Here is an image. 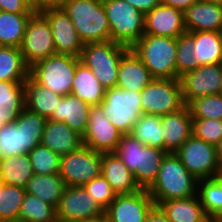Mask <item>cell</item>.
I'll list each match as a JSON object with an SVG mask.
<instances>
[{
  "mask_svg": "<svg viewBox=\"0 0 222 222\" xmlns=\"http://www.w3.org/2000/svg\"><path fill=\"white\" fill-rule=\"evenodd\" d=\"M198 179L182 164L175 153H167L158 176L147 189L157 206L160 202L183 199L197 195Z\"/></svg>",
  "mask_w": 222,
  "mask_h": 222,
  "instance_id": "obj_1",
  "label": "cell"
},
{
  "mask_svg": "<svg viewBox=\"0 0 222 222\" xmlns=\"http://www.w3.org/2000/svg\"><path fill=\"white\" fill-rule=\"evenodd\" d=\"M133 173L141 189H148L156 180L167 152L158 147L145 146L131 134H124L115 152Z\"/></svg>",
  "mask_w": 222,
  "mask_h": 222,
  "instance_id": "obj_2",
  "label": "cell"
},
{
  "mask_svg": "<svg viewBox=\"0 0 222 222\" xmlns=\"http://www.w3.org/2000/svg\"><path fill=\"white\" fill-rule=\"evenodd\" d=\"M46 119L24 108L18 118L0 129V160L28 154L41 143Z\"/></svg>",
  "mask_w": 222,
  "mask_h": 222,
  "instance_id": "obj_3",
  "label": "cell"
},
{
  "mask_svg": "<svg viewBox=\"0 0 222 222\" xmlns=\"http://www.w3.org/2000/svg\"><path fill=\"white\" fill-rule=\"evenodd\" d=\"M62 8L69 15L84 44L111 40L110 26L103 1L67 0Z\"/></svg>",
  "mask_w": 222,
  "mask_h": 222,
  "instance_id": "obj_4",
  "label": "cell"
},
{
  "mask_svg": "<svg viewBox=\"0 0 222 222\" xmlns=\"http://www.w3.org/2000/svg\"><path fill=\"white\" fill-rule=\"evenodd\" d=\"M131 49L154 79H177V38L144 34Z\"/></svg>",
  "mask_w": 222,
  "mask_h": 222,
  "instance_id": "obj_5",
  "label": "cell"
},
{
  "mask_svg": "<svg viewBox=\"0 0 222 222\" xmlns=\"http://www.w3.org/2000/svg\"><path fill=\"white\" fill-rule=\"evenodd\" d=\"M130 48L113 41L86 43L80 62L90 68L99 83L105 88L117 85L120 60Z\"/></svg>",
  "mask_w": 222,
  "mask_h": 222,
  "instance_id": "obj_6",
  "label": "cell"
},
{
  "mask_svg": "<svg viewBox=\"0 0 222 222\" xmlns=\"http://www.w3.org/2000/svg\"><path fill=\"white\" fill-rule=\"evenodd\" d=\"M79 57L55 53L33 63L29 76L38 84L61 96L71 93Z\"/></svg>",
  "mask_w": 222,
  "mask_h": 222,
  "instance_id": "obj_7",
  "label": "cell"
},
{
  "mask_svg": "<svg viewBox=\"0 0 222 222\" xmlns=\"http://www.w3.org/2000/svg\"><path fill=\"white\" fill-rule=\"evenodd\" d=\"M111 41L132 48L144 35L145 14L125 0L103 1Z\"/></svg>",
  "mask_w": 222,
  "mask_h": 222,
  "instance_id": "obj_8",
  "label": "cell"
},
{
  "mask_svg": "<svg viewBox=\"0 0 222 222\" xmlns=\"http://www.w3.org/2000/svg\"><path fill=\"white\" fill-rule=\"evenodd\" d=\"M141 91L123 90L118 87L105 90L100 104L110 122L124 135L130 134L132 127L142 116Z\"/></svg>",
  "mask_w": 222,
  "mask_h": 222,
  "instance_id": "obj_9",
  "label": "cell"
},
{
  "mask_svg": "<svg viewBox=\"0 0 222 222\" xmlns=\"http://www.w3.org/2000/svg\"><path fill=\"white\" fill-rule=\"evenodd\" d=\"M140 98L142 114L164 116L186 106L179 79H153Z\"/></svg>",
  "mask_w": 222,
  "mask_h": 222,
  "instance_id": "obj_10",
  "label": "cell"
},
{
  "mask_svg": "<svg viewBox=\"0 0 222 222\" xmlns=\"http://www.w3.org/2000/svg\"><path fill=\"white\" fill-rule=\"evenodd\" d=\"M175 154L198 180L220 177L217 146L192 135Z\"/></svg>",
  "mask_w": 222,
  "mask_h": 222,
  "instance_id": "obj_11",
  "label": "cell"
},
{
  "mask_svg": "<svg viewBox=\"0 0 222 222\" xmlns=\"http://www.w3.org/2000/svg\"><path fill=\"white\" fill-rule=\"evenodd\" d=\"M102 153L81 146L60 157L59 175L66 186H83L101 175Z\"/></svg>",
  "mask_w": 222,
  "mask_h": 222,
  "instance_id": "obj_12",
  "label": "cell"
},
{
  "mask_svg": "<svg viewBox=\"0 0 222 222\" xmlns=\"http://www.w3.org/2000/svg\"><path fill=\"white\" fill-rule=\"evenodd\" d=\"M19 49L29 67L56 53L51 27L40 12L36 11L28 20Z\"/></svg>",
  "mask_w": 222,
  "mask_h": 222,
  "instance_id": "obj_13",
  "label": "cell"
},
{
  "mask_svg": "<svg viewBox=\"0 0 222 222\" xmlns=\"http://www.w3.org/2000/svg\"><path fill=\"white\" fill-rule=\"evenodd\" d=\"M122 135L101 105L90 106L87 130L82 137L83 146L102 154L115 153Z\"/></svg>",
  "mask_w": 222,
  "mask_h": 222,
  "instance_id": "obj_14",
  "label": "cell"
},
{
  "mask_svg": "<svg viewBox=\"0 0 222 222\" xmlns=\"http://www.w3.org/2000/svg\"><path fill=\"white\" fill-rule=\"evenodd\" d=\"M185 105L192 100L222 93V63L199 66L180 78Z\"/></svg>",
  "mask_w": 222,
  "mask_h": 222,
  "instance_id": "obj_15",
  "label": "cell"
},
{
  "mask_svg": "<svg viewBox=\"0 0 222 222\" xmlns=\"http://www.w3.org/2000/svg\"><path fill=\"white\" fill-rule=\"evenodd\" d=\"M48 21L54 37L56 53L80 57L84 43L78 36L73 22L62 7L39 11Z\"/></svg>",
  "mask_w": 222,
  "mask_h": 222,
  "instance_id": "obj_16",
  "label": "cell"
},
{
  "mask_svg": "<svg viewBox=\"0 0 222 222\" xmlns=\"http://www.w3.org/2000/svg\"><path fill=\"white\" fill-rule=\"evenodd\" d=\"M154 206L147 189H141L133 194L116 195L105 213L108 222H146Z\"/></svg>",
  "mask_w": 222,
  "mask_h": 222,
  "instance_id": "obj_17",
  "label": "cell"
},
{
  "mask_svg": "<svg viewBox=\"0 0 222 222\" xmlns=\"http://www.w3.org/2000/svg\"><path fill=\"white\" fill-rule=\"evenodd\" d=\"M105 211L83 186H67L56 207L57 219L77 222L104 214Z\"/></svg>",
  "mask_w": 222,
  "mask_h": 222,
  "instance_id": "obj_18",
  "label": "cell"
},
{
  "mask_svg": "<svg viewBox=\"0 0 222 222\" xmlns=\"http://www.w3.org/2000/svg\"><path fill=\"white\" fill-rule=\"evenodd\" d=\"M186 33L183 12L160 3L145 14L144 34L178 38Z\"/></svg>",
  "mask_w": 222,
  "mask_h": 222,
  "instance_id": "obj_19",
  "label": "cell"
},
{
  "mask_svg": "<svg viewBox=\"0 0 222 222\" xmlns=\"http://www.w3.org/2000/svg\"><path fill=\"white\" fill-rule=\"evenodd\" d=\"M164 150L175 153L192 136L193 119L188 106L161 116Z\"/></svg>",
  "mask_w": 222,
  "mask_h": 222,
  "instance_id": "obj_20",
  "label": "cell"
},
{
  "mask_svg": "<svg viewBox=\"0 0 222 222\" xmlns=\"http://www.w3.org/2000/svg\"><path fill=\"white\" fill-rule=\"evenodd\" d=\"M186 32H222V4L198 1L183 12Z\"/></svg>",
  "mask_w": 222,
  "mask_h": 222,
  "instance_id": "obj_21",
  "label": "cell"
},
{
  "mask_svg": "<svg viewBox=\"0 0 222 222\" xmlns=\"http://www.w3.org/2000/svg\"><path fill=\"white\" fill-rule=\"evenodd\" d=\"M90 112V105L74 94L63 96L49 120L64 122L81 137L84 136Z\"/></svg>",
  "mask_w": 222,
  "mask_h": 222,
  "instance_id": "obj_22",
  "label": "cell"
},
{
  "mask_svg": "<svg viewBox=\"0 0 222 222\" xmlns=\"http://www.w3.org/2000/svg\"><path fill=\"white\" fill-rule=\"evenodd\" d=\"M101 175L116 195L133 194L141 190L133 173L116 153L102 154Z\"/></svg>",
  "mask_w": 222,
  "mask_h": 222,
  "instance_id": "obj_23",
  "label": "cell"
},
{
  "mask_svg": "<svg viewBox=\"0 0 222 222\" xmlns=\"http://www.w3.org/2000/svg\"><path fill=\"white\" fill-rule=\"evenodd\" d=\"M153 79L148 68L130 48L120 60L116 87L142 91Z\"/></svg>",
  "mask_w": 222,
  "mask_h": 222,
  "instance_id": "obj_24",
  "label": "cell"
},
{
  "mask_svg": "<svg viewBox=\"0 0 222 222\" xmlns=\"http://www.w3.org/2000/svg\"><path fill=\"white\" fill-rule=\"evenodd\" d=\"M43 146L51 149L60 157L77 151L82 144V137L64 122L47 119L41 138Z\"/></svg>",
  "mask_w": 222,
  "mask_h": 222,
  "instance_id": "obj_25",
  "label": "cell"
},
{
  "mask_svg": "<svg viewBox=\"0 0 222 222\" xmlns=\"http://www.w3.org/2000/svg\"><path fill=\"white\" fill-rule=\"evenodd\" d=\"M170 222H205L209 217L197 195L160 202L157 205Z\"/></svg>",
  "mask_w": 222,
  "mask_h": 222,
  "instance_id": "obj_26",
  "label": "cell"
},
{
  "mask_svg": "<svg viewBox=\"0 0 222 222\" xmlns=\"http://www.w3.org/2000/svg\"><path fill=\"white\" fill-rule=\"evenodd\" d=\"M25 108L49 119L63 96L35 82L30 76L24 82Z\"/></svg>",
  "mask_w": 222,
  "mask_h": 222,
  "instance_id": "obj_27",
  "label": "cell"
},
{
  "mask_svg": "<svg viewBox=\"0 0 222 222\" xmlns=\"http://www.w3.org/2000/svg\"><path fill=\"white\" fill-rule=\"evenodd\" d=\"M105 90L91 69L79 62L72 81L71 93L90 106H95L102 103Z\"/></svg>",
  "mask_w": 222,
  "mask_h": 222,
  "instance_id": "obj_28",
  "label": "cell"
},
{
  "mask_svg": "<svg viewBox=\"0 0 222 222\" xmlns=\"http://www.w3.org/2000/svg\"><path fill=\"white\" fill-rule=\"evenodd\" d=\"M66 187L59 173L53 175L34 174L28 181L25 191L57 207Z\"/></svg>",
  "mask_w": 222,
  "mask_h": 222,
  "instance_id": "obj_29",
  "label": "cell"
},
{
  "mask_svg": "<svg viewBox=\"0 0 222 222\" xmlns=\"http://www.w3.org/2000/svg\"><path fill=\"white\" fill-rule=\"evenodd\" d=\"M194 38L195 58L200 66L222 63V32H188Z\"/></svg>",
  "mask_w": 222,
  "mask_h": 222,
  "instance_id": "obj_30",
  "label": "cell"
},
{
  "mask_svg": "<svg viewBox=\"0 0 222 222\" xmlns=\"http://www.w3.org/2000/svg\"><path fill=\"white\" fill-rule=\"evenodd\" d=\"M25 108L24 82L0 80V117L13 123Z\"/></svg>",
  "mask_w": 222,
  "mask_h": 222,
  "instance_id": "obj_31",
  "label": "cell"
},
{
  "mask_svg": "<svg viewBox=\"0 0 222 222\" xmlns=\"http://www.w3.org/2000/svg\"><path fill=\"white\" fill-rule=\"evenodd\" d=\"M34 175L28 154L12 155L0 160V181L25 188Z\"/></svg>",
  "mask_w": 222,
  "mask_h": 222,
  "instance_id": "obj_32",
  "label": "cell"
},
{
  "mask_svg": "<svg viewBox=\"0 0 222 222\" xmlns=\"http://www.w3.org/2000/svg\"><path fill=\"white\" fill-rule=\"evenodd\" d=\"M29 76V66L25 63L18 47L0 46V80L25 82Z\"/></svg>",
  "mask_w": 222,
  "mask_h": 222,
  "instance_id": "obj_33",
  "label": "cell"
},
{
  "mask_svg": "<svg viewBox=\"0 0 222 222\" xmlns=\"http://www.w3.org/2000/svg\"><path fill=\"white\" fill-rule=\"evenodd\" d=\"M34 13L0 11V46L20 47L27 22Z\"/></svg>",
  "mask_w": 222,
  "mask_h": 222,
  "instance_id": "obj_34",
  "label": "cell"
},
{
  "mask_svg": "<svg viewBox=\"0 0 222 222\" xmlns=\"http://www.w3.org/2000/svg\"><path fill=\"white\" fill-rule=\"evenodd\" d=\"M197 194L206 215L214 220H222V179L198 180Z\"/></svg>",
  "mask_w": 222,
  "mask_h": 222,
  "instance_id": "obj_35",
  "label": "cell"
},
{
  "mask_svg": "<svg viewBox=\"0 0 222 222\" xmlns=\"http://www.w3.org/2000/svg\"><path fill=\"white\" fill-rule=\"evenodd\" d=\"M145 146L158 147L164 150L161 116L142 114L130 132Z\"/></svg>",
  "mask_w": 222,
  "mask_h": 222,
  "instance_id": "obj_36",
  "label": "cell"
},
{
  "mask_svg": "<svg viewBox=\"0 0 222 222\" xmlns=\"http://www.w3.org/2000/svg\"><path fill=\"white\" fill-rule=\"evenodd\" d=\"M56 219V207L37 196L29 193L24 195L19 222H54Z\"/></svg>",
  "mask_w": 222,
  "mask_h": 222,
  "instance_id": "obj_37",
  "label": "cell"
},
{
  "mask_svg": "<svg viewBox=\"0 0 222 222\" xmlns=\"http://www.w3.org/2000/svg\"><path fill=\"white\" fill-rule=\"evenodd\" d=\"M25 194V188L3 183V190H0V222H19Z\"/></svg>",
  "mask_w": 222,
  "mask_h": 222,
  "instance_id": "obj_38",
  "label": "cell"
},
{
  "mask_svg": "<svg viewBox=\"0 0 222 222\" xmlns=\"http://www.w3.org/2000/svg\"><path fill=\"white\" fill-rule=\"evenodd\" d=\"M34 174L53 175L60 170V156L51 149L39 144L29 153Z\"/></svg>",
  "mask_w": 222,
  "mask_h": 222,
  "instance_id": "obj_39",
  "label": "cell"
},
{
  "mask_svg": "<svg viewBox=\"0 0 222 222\" xmlns=\"http://www.w3.org/2000/svg\"><path fill=\"white\" fill-rule=\"evenodd\" d=\"M192 119L222 120V94L203 96L192 100L188 105Z\"/></svg>",
  "mask_w": 222,
  "mask_h": 222,
  "instance_id": "obj_40",
  "label": "cell"
},
{
  "mask_svg": "<svg viewBox=\"0 0 222 222\" xmlns=\"http://www.w3.org/2000/svg\"><path fill=\"white\" fill-rule=\"evenodd\" d=\"M194 38L188 33H184L177 38L176 71L177 79L189 71L197 69L200 65L195 58L193 48Z\"/></svg>",
  "mask_w": 222,
  "mask_h": 222,
  "instance_id": "obj_41",
  "label": "cell"
},
{
  "mask_svg": "<svg viewBox=\"0 0 222 222\" xmlns=\"http://www.w3.org/2000/svg\"><path fill=\"white\" fill-rule=\"evenodd\" d=\"M192 135L217 146L222 142V120L193 119Z\"/></svg>",
  "mask_w": 222,
  "mask_h": 222,
  "instance_id": "obj_42",
  "label": "cell"
},
{
  "mask_svg": "<svg viewBox=\"0 0 222 222\" xmlns=\"http://www.w3.org/2000/svg\"><path fill=\"white\" fill-rule=\"evenodd\" d=\"M83 188L94 198L96 203L104 211L109 207L116 197L111 185L102 175L94 178L89 183L84 184Z\"/></svg>",
  "mask_w": 222,
  "mask_h": 222,
  "instance_id": "obj_43",
  "label": "cell"
},
{
  "mask_svg": "<svg viewBox=\"0 0 222 222\" xmlns=\"http://www.w3.org/2000/svg\"><path fill=\"white\" fill-rule=\"evenodd\" d=\"M0 11L11 13H35L25 0H0Z\"/></svg>",
  "mask_w": 222,
  "mask_h": 222,
  "instance_id": "obj_44",
  "label": "cell"
},
{
  "mask_svg": "<svg viewBox=\"0 0 222 222\" xmlns=\"http://www.w3.org/2000/svg\"><path fill=\"white\" fill-rule=\"evenodd\" d=\"M134 8L140 10L144 14L151 11L154 7L161 3V0H125Z\"/></svg>",
  "mask_w": 222,
  "mask_h": 222,
  "instance_id": "obj_45",
  "label": "cell"
},
{
  "mask_svg": "<svg viewBox=\"0 0 222 222\" xmlns=\"http://www.w3.org/2000/svg\"><path fill=\"white\" fill-rule=\"evenodd\" d=\"M199 0H161V3L184 12Z\"/></svg>",
  "mask_w": 222,
  "mask_h": 222,
  "instance_id": "obj_46",
  "label": "cell"
},
{
  "mask_svg": "<svg viewBox=\"0 0 222 222\" xmlns=\"http://www.w3.org/2000/svg\"><path fill=\"white\" fill-rule=\"evenodd\" d=\"M146 222H170L158 206H154L147 216Z\"/></svg>",
  "mask_w": 222,
  "mask_h": 222,
  "instance_id": "obj_47",
  "label": "cell"
},
{
  "mask_svg": "<svg viewBox=\"0 0 222 222\" xmlns=\"http://www.w3.org/2000/svg\"><path fill=\"white\" fill-rule=\"evenodd\" d=\"M67 0H41V10L62 7Z\"/></svg>",
  "mask_w": 222,
  "mask_h": 222,
  "instance_id": "obj_48",
  "label": "cell"
},
{
  "mask_svg": "<svg viewBox=\"0 0 222 222\" xmlns=\"http://www.w3.org/2000/svg\"><path fill=\"white\" fill-rule=\"evenodd\" d=\"M77 222H108V218H107L106 213H104L100 216L84 219V220L77 221Z\"/></svg>",
  "mask_w": 222,
  "mask_h": 222,
  "instance_id": "obj_49",
  "label": "cell"
},
{
  "mask_svg": "<svg viewBox=\"0 0 222 222\" xmlns=\"http://www.w3.org/2000/svg\"><path fill=\"white\" fill-rule=\"evenodd\" d=\"M35 11L41 10V0H25Z\"/></svg>",
  "mask_w": 222,
  "mask_h": 222,
  "instance_id": "obj_50",
  "label": "cell"
},
{
  "mask_svg": "<svg viewBox=\"0 0 222 222\" xmlns=\"http://www.w3.org/2000/svg\"><path fill=\"white\" fill-rule=\"evenodd\" d=\"M217 155H218V163L219 170L222 172V142L217 145Z\"/></svg>",
  "mask_w": 222,
  "mask_h": 222,
  "instance_id": "obj_51",
  "label": "cell"
},
{
  "mask_svg": "<svg viewBox=\"0 0 222 222\" xmlns=\"http://www.w3.org/2000/svg\"><path fill=\"white\" fill-rule=\"evenodd\" d=\"M202 2H208V3H215V4H222V0H199Z\"/></svg>",
  "mask_w": 222,
  "mask_h": 222,
  "instance_id": "obj_52",
  "label": "cell"
},
{
  "mask_svg": "<svg viewBox=\"0 0 222 222\" xmlns=\"http://www.w3.org/2000/svg\"><path fill=\"white\" fill-rule=\"evenodd\" d=\"M8 123L5 121V119H2L0 117V129H2L4 126H6Z\"/></svg>",
  "mask_w": 222,
  "mask_h": 222,
  "instance_id": "obj_53",
  "label": "cell"
},
{
  "mask_svg": "<svg viewBox=\"0 0 222 222\" xmlns=\"http://www.w3.org/2000/svg\"><path fill=\"white\" fill-rule=\"evenodd\" d=\"M205 222H219V221L211 219V218H208Z\"/></svg>",
  "mask_w": 222,
  "mask_h": 222,
  "instance_id": "obj_54",
  "label": "cell"
},
{
  "mask_svg": "<svg viewBox=\"0 0 222 222\" xmlns=\"http://www.w3.org/2000/svg\"><path fill=\"white\" fill-rule=\"evenodd\" d=\"M54 222H71V221H64V220L56 219Z\"/></svg>",
  "mask_w": 222,
  "mask_h": 222,
  "instance_id": "obj_55",
  "label": "cell"
},
{
  "mask_svg": "<svg viewBox=\"0 0 222 222\" xmlns=\"http://www.w3.org/2000/svg\"><path fill=\"white\" fill-rule=\"evenodd\" d=\"M0 190H3V183L0 181Z\"/></svg>",
  "mask_w": 222,
  "mask_h": 222,
  "instance_id": "obj_56",
  "label": "cell"
}]
</instances>
